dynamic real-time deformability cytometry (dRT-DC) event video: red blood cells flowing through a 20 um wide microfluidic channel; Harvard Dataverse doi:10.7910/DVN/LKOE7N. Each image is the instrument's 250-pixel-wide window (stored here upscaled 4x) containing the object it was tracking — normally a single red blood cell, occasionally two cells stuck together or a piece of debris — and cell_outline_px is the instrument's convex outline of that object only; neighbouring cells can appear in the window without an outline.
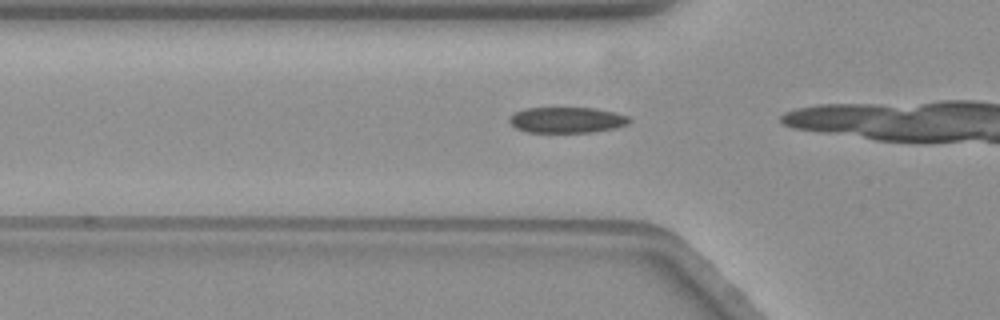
{"species": "common noctule bat (a hibernating species)", "species_latin": "Nyctalus noctula", "temperature_condition": "warm", "stored_images_in_passage": 15, "camera_frame_rate_fps": 3000, "um_per_image_px": 0.085, "animal": {"sex": "female", "body_mass_g": 19.3, "forearm_length_mm": 54.1}, "frame": {"image": 1, "passage_image": 11, "time_ms": 3.333, "image_size_px": [1000, 320], "cell_outline_px": [[632, 120], [628, 124], [616, 128], [592, 132], [528, 132], [516, 128], [508, 120], [516, 112], [524, 108], [596, 108], [628, 116]], "centroid_in_image_um": [48.21, 10.2], "position_along_channel_um": 77.6, "area_um2": 17.92}}